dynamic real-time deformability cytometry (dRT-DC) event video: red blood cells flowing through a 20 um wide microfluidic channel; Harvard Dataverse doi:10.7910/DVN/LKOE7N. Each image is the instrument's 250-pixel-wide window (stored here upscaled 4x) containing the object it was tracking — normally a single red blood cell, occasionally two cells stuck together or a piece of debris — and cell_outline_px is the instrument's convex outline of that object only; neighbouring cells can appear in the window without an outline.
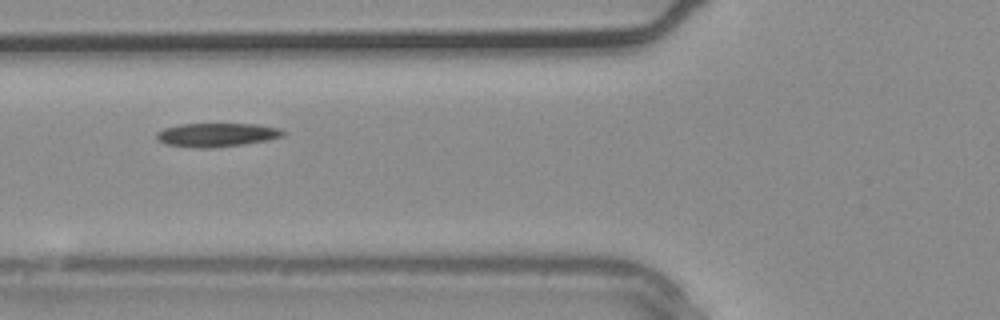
{"species": "common noctule bat (a hibernating species)", "species_latin": "Nyctalus noctula", "temperature_condition": "warm", "stored_images_in_passage": 5, "camera_frame_rate_fps": 3000, "um_per_image_px": 0.085, "animal": {"sex": "male", "body_mass_g": 20.4}, "frame": {"image": 1, "passage_image": 5, "time_ms": 1.333, "image_size_px": [1000, 320], "cell_outline_px": [[288, 132], [284, 136], [268, 140], [244, 144], [212, 148], [196, 148], [164, 144], [156, 140], [156, 132], [164, 128], [180, 124], [256, 124], [280, 128]], "centroid_in_image_um": [18.43, 11.46], "position_along_channel_um": 107.4, "area_um2": 17.74}}